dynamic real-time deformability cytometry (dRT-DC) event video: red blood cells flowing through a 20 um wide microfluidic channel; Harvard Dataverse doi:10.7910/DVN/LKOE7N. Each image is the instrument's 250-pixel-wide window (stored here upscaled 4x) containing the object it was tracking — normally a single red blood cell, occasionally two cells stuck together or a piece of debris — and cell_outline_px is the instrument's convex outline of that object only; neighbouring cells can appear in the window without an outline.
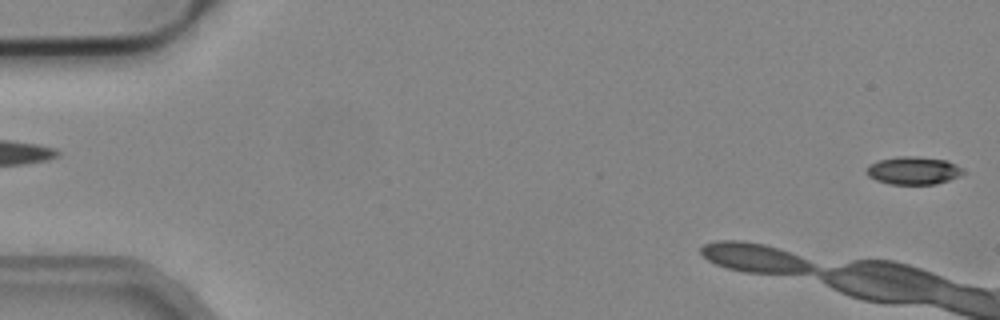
{"species": "common noctule bat (a hibernating species)", "species_latin": "Nyctalus noctula", "temperature_condition": "cold", "stored_images_in_passage": 2, "segment_of_instrument_passage": [2, 2], "camera_frame_rate_fps": 3000, "um_per_image_px": 0.085, "animal": {"sex": "male", "body_mass_g": 19.2, "forearm_length_mm": 51.8}, "frame": {"image": 1, "passage_image": 2, "time_ms": 0.333, "image_size_px": [1000, 320], "cell_outline_px": [[964, 172], [960, 176], [936, 184], [888, 184], [876, 180], [868, 176], [868, 164], [880, 160], [900, 156], [916, 156], [944, 160], [956, 164], [964, 168]], "centroid_in_image_um": [77.66, 14.5], "position_along_channel_um": 7.3, "area_um2": 15.61}}